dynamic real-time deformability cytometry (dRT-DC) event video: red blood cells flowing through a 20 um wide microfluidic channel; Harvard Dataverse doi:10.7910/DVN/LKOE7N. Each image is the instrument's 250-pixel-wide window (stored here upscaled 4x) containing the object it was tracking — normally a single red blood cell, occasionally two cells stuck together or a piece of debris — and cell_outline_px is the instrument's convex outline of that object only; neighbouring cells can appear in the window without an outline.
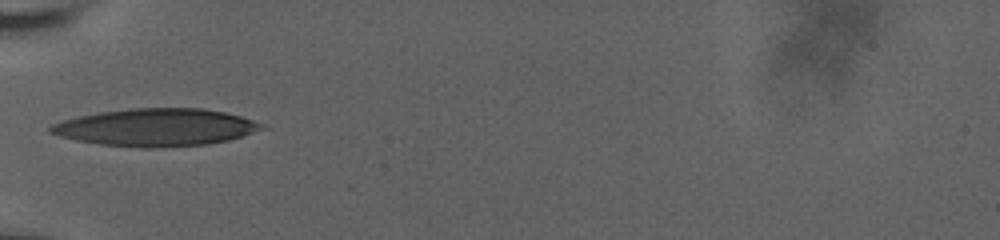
{"species": "human", "species_latin": "Homo sapiens", "temperature_condition": "room temperature", "stored_images_in_passage": 34, "camera_frame_rate_fps": 3000, "um_per_image_px": 0.085, "donor": {"sex": "male"}, "frame": {"image": 1, "passage_image": 1, "time_ms": 0.0, "image_size_px": [1000, 240], "cell_outline_px": [[268, 128], [228, 140], [204, 144], [152, 148], [144, 148], [100, 144], [76, 140], [60, 136], [48, 132], [48, 128], [52, 124], [76, 116], [100, 112], [132, 108], [204, 108], [224, 112], [240, 116], [264, 124]], "centroid_in_image_um": [13.25, 10.82], "position_along_channel_um": 71.8, "area_um2": 46.01}}
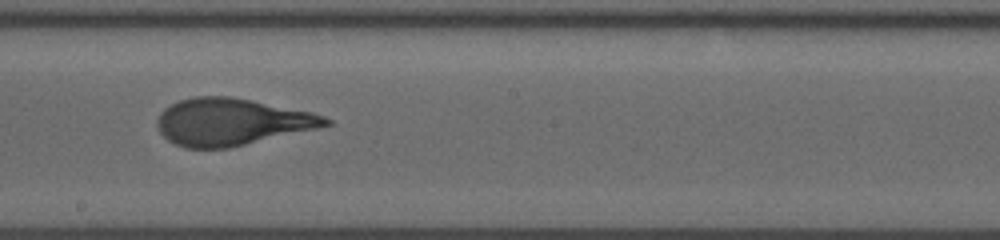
{"frame": {"image": 2, "passage_image": 14, "time_ms": 4.333, "image_size_px": [1000, 240], "cell_outline_px": [[332, 124], [320, 128], [228, 148], [184, 148], [168, 140], [160, 132], [156, 124], [156, 120], [160, 112], [164, 108], [180, 100], [192, 96], [232, 96], [312, 112], [324, 116], [332, 120]], "centroid_in_image_um": [19.69, 10.35], "position_along_channel_um": 228.5, "area_um2": 46.3}}
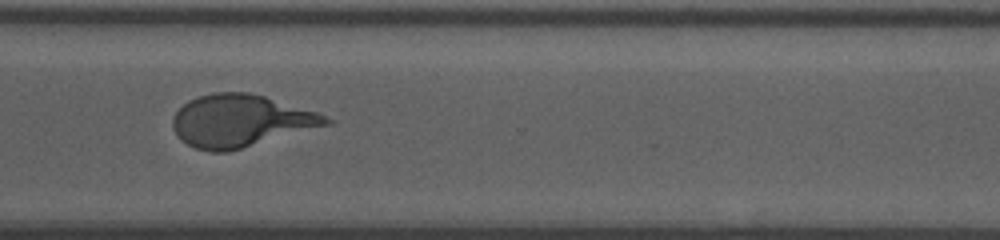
{"frame": {"image": 3, "passage_image": 24, "time_ms": 7.667, "image_size_px": [1000, 240], "cell_outline_px": [[336, 120], [332, 124], [228, 152], [212, 152], [196, 148], [180, 140], [172, 128], [172, 120], [176, 112], [188, 100], [196, 96], [212, 92], [248, 92], [264, 96], [316, 112]], "centroid_in_image_um": [20.44, 10.27], "position_along_channel_um": 350.2, "area_um2": 46.82}, "authors_computed_cell_mechanics": {"area_um2": 45.8643, "velocity_mm_per_s": 3.6544, "shape_relaxation_time_tau1_ms": 4.0504, "shape_relaxation_time_tau2_ms": 0.8906, "deformation_change_tau1": 0.2206, "deformation_change_tau2": 0.0906}}